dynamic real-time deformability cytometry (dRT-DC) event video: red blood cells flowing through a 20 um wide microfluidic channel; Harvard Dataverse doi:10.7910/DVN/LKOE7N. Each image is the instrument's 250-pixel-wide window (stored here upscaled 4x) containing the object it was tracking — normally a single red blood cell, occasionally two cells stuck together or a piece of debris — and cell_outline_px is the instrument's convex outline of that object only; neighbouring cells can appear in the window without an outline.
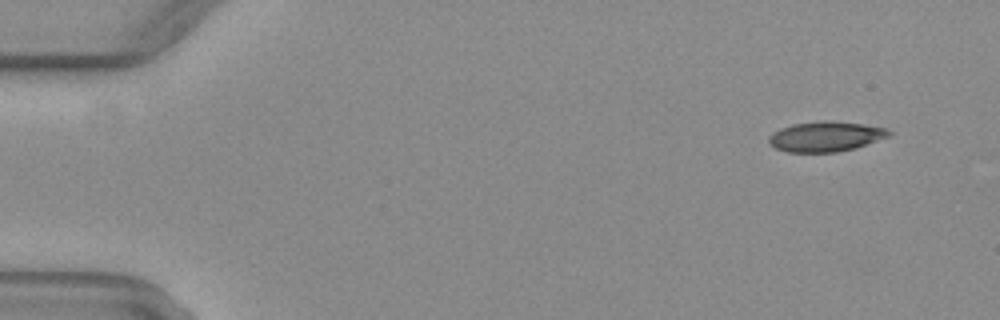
{"species": "common noctule bat (a hibernating species)", "species_latin": "Nyctalus noctula", "temperature_condition": "warm", "stored_images_in_passage": 50, "camera_frame_rate_fps": 3000, "um_per_image_px": 0.085, "animal": {"sex": "female", "body_mass_g": 29.2, "forearm_length_mm": 56.3}, "frame": {"image": 1, "passage_image": 3, "time_ms": 0.667, "image_size_px": [1000, 320], "cell_outline_px": [[892, 136], [856, 148], [836, 152], [788, 152], [776, 148], [768, 140], [768, 136], [772, 132], [780, 128], [792, 124], [824, 120], [828, 120], [864, 124], [888, 128], [892, 132]], "centroid_in_image_um": [70.23, 11.59], "position_along_channel_um": 14.8, "area_um2": 21.33}}
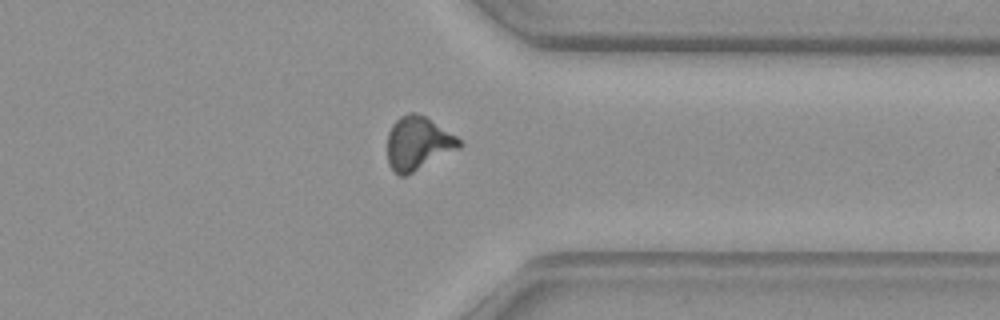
{"frame": {"image": 2, "passage_image": 39, "time_ms": 12.667, "image_size_px": [1000, 320], "cell_outline_px": [[460, 144], [456, 148], [412, 172], [404, 176], [400, 176], [388, 164], [388, 132], [392, 124], [400, 116], [408, 112], [412, 112], [424, 116], [456, 136], [460, 140]], "centroid_in_image_um": [35.46, 12.15], "position_along_channel_um": 375.9, "area_um2": 21.5}}
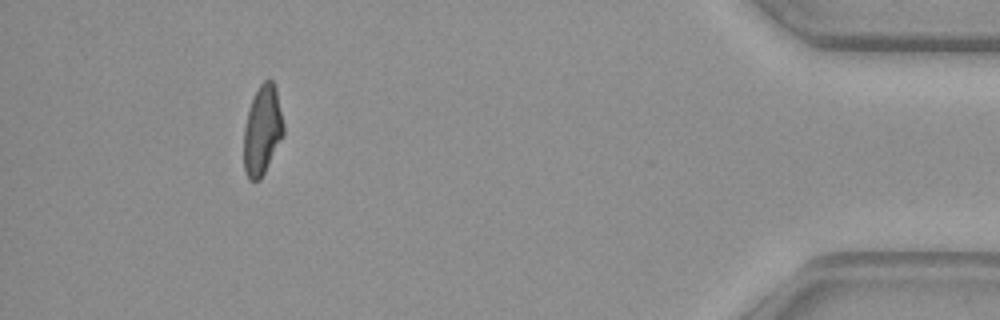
{"frame": {"image": 3, "passage_image": 46, "time_ms": 15.0, "image_size_px": [1000, 320], "cell_outline_px": [[284, 136], [260, 180], [252, 180], [248, 176], [244, 168], [244, 128], [248, 112], [252, 100], [260, 84], [264, 80], [272, 80], [276, 88], [284, 124]], "centroid_in_image_um": [22.32, 11.07], "position_along_channel_um": 412.9, "area_um2": 20.52}, "authors_computed_cell_mechanics": {"area_um2": 21.5016, "velocity_mm_per_s": 4.0975, "shape_relaxation_time_tau1_ms": null, "shape_relaxation_time_tau2_ms": 2.9875, "deformation_change_tau1": null, "deformation_change_tau2": 0.0969}}